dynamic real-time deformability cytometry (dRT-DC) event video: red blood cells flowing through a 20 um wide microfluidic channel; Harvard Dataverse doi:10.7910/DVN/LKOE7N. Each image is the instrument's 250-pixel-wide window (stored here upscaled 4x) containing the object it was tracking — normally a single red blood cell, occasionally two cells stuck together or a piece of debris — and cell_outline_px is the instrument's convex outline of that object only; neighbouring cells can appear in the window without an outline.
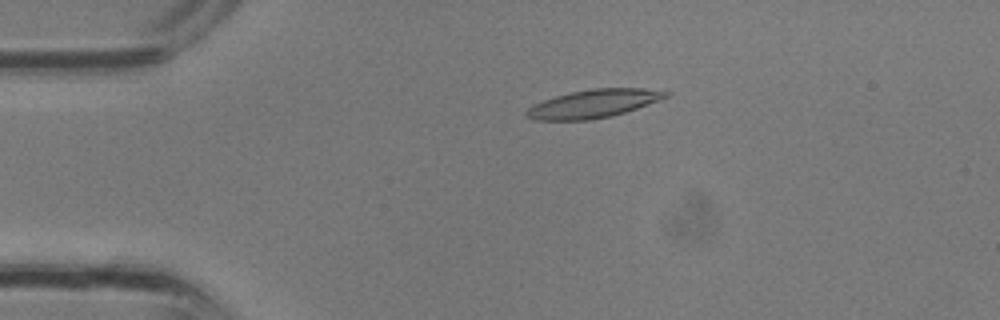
{"species": "common noctule bat (a hibernating species)", "species_latin": "Nyctalus noctula", "temperature_condition": "room temperature", "stored_images_in_passage": 3, "camera_frame_rate_fps": 3000, "um_per_image_px": 0.085, "animal": {"sex": "male", "body_mass_g": 13.3}, "frame": {"image": 1, "passage_image": 2, "time_ms": 0.333, "image_size_px": [1000, 320], "cell_outline_px": [[668, 96], [648, 104], [612, 116], [588, 120], [536, 120], [524, 116], [524, 112], [532, 104], [556, 96], [572, 92], [592, 88], [644, 88], [668, 92]], "centroid_in_image_um": [50.38, 8.82], "position_along_channel_um": 34.6, "area_um2": 22.72}}